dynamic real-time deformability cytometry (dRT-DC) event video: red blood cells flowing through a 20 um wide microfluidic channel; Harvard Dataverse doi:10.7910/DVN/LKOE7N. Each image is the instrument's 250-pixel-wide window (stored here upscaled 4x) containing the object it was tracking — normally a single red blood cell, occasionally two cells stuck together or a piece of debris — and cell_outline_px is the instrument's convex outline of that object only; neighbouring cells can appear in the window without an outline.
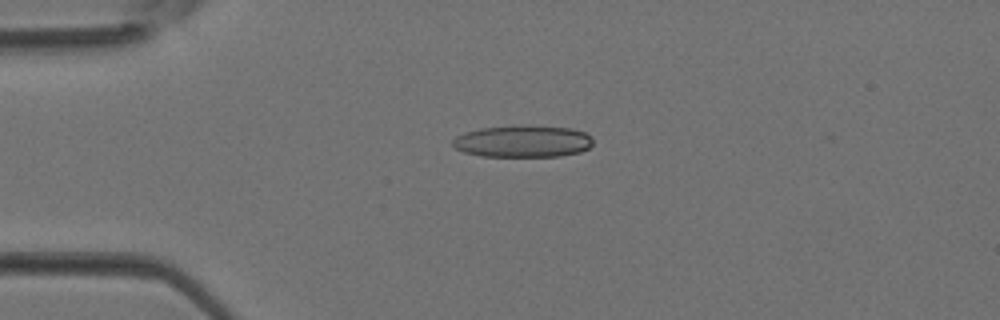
{"species": "Egyptian fruit bat (a non-hibernating species)", "species_latin": "Rousettus aegyptiacus", "temperature_condition": "room temperature", "stored_images_in_passage": 3, "camera_frame_rate_fps": 3000, "um_per_image_px": 0.085, "animal": {"sex": "female"}, "frame": {"image": 1, "passage_image": 3, "time_ms": 0.667, "image_size_px": [1000, 320], "cell_outline_px": [[592, 144], [588, 148], [580, 152], [560, 156], [480, 156], [464, 152], [456, 148], [452, 144], [452, 140], [456, 136], [464, 132], [480, 128], [524, 124], [572, 128], [584, 132], [592, 136]], "centroid_in_image_um": [44.44, 11.99], "position_along_channel_um": 40.6, "area_um2": 26.47}}